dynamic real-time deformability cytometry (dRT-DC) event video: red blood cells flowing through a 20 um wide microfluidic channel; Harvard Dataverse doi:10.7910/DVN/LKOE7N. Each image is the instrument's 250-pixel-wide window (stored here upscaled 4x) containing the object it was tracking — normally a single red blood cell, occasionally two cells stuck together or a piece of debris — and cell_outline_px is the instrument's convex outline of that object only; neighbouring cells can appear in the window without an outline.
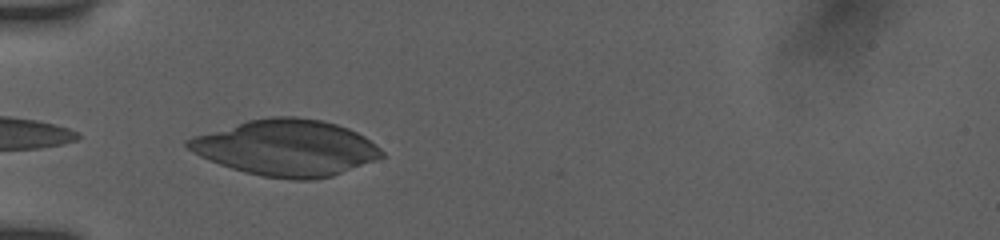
{"species": "human", "species_latin": "Homo sapiens", "temperature_condition": "room temperature", "stored_images_in_passage": 24, "camera_frame_rate_fps": 3000, "um_per_image_px": 0.085, "donor": {"sex": "female"}, "frame": {"image": 1, "passage_image": 1, "time_ms": 0.0, "image_size_px": [1000, 240], "cell_outline_px": [[384, 156], [376, 160], [332, 176], [312, 180], [292, 180], [264, 176], [244, 172], [208, 160], [192, 152], [184, 144], [184, 140], [196, 136], [248, 120], [268, 116], [296, 116], [320, 120], [336, 124], [348, 128], [364, 136], [380, 148], [384, 152]], "centroid_in_image_um": [24.34, 12.56], "position_along_channel_um": 60.7, "area_um2": 63.12}}
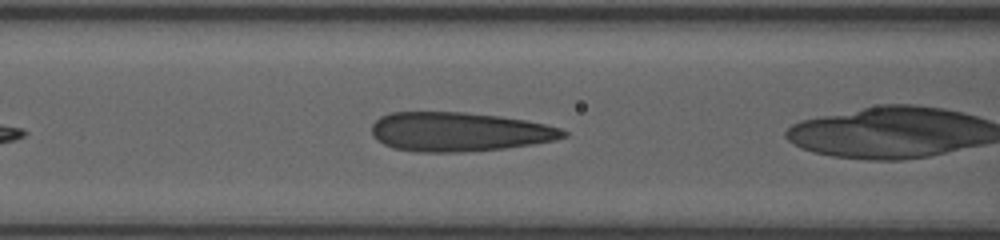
{"frame": {"image": 2, "passage_image": 4, "time_ms": 1.0, "image_size_px": [1000, 240], "cell_outline_px": [[568, 136], [556, 140], [508, 148], [460, 152], [416, 152], [392, 148], [376, 140], [372, 136], [372, 124], [380, 116], [392, 112], [464, 112], [500, 116], [524, 120], [544, 124], [560, 128], [568, 132]], "centroid_in_image_um": [39.01, 11.21], "position_along_channel_um": 127.6, "area_um2": 43.99}}